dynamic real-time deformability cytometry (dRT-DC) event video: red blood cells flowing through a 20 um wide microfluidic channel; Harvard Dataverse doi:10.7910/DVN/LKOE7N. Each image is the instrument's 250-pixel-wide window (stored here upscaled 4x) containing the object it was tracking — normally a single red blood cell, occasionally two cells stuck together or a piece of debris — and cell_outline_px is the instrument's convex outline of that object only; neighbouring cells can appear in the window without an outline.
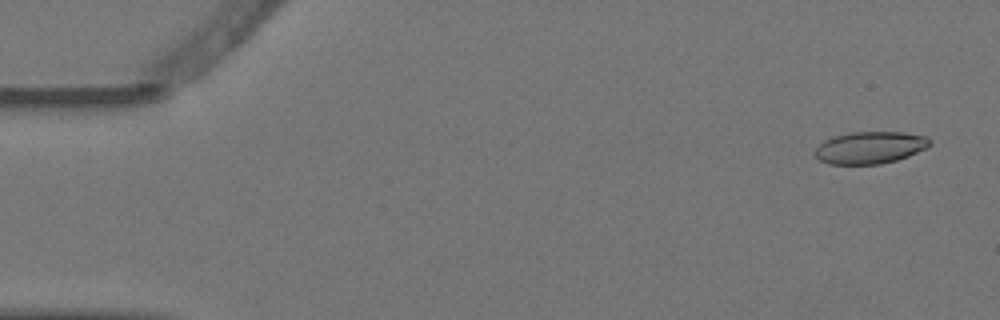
{"species": "Egyptian fruit bat (a non-hibernating species)", "species_latin": "Rousettus aegyptiacus", "temperature_condition": "warm", "stored_images_in_passage": 9, "camera_frame_rate_fps": 3000, "um_per_image_px": 0.085, "animal": {"sex": "female"}, "frame": {"image": 1, "passage_image": 1, "time_ms": 0.0, "image_size_px": [1000, 320], "cell_outline_px": [[932, 144], [928, 148], [908, 156], [896, 160], [880, 164], [828, 164], [820, 160], [816, 156], [816, 148], [824, 140], [836, 136], [852, 132], [904, 132], [924, 136], [932, 140]], "centroid_in_image_um": [74.0, 12.54], "position_along_channel_um": 11.0, "area_um2": 21.44}}
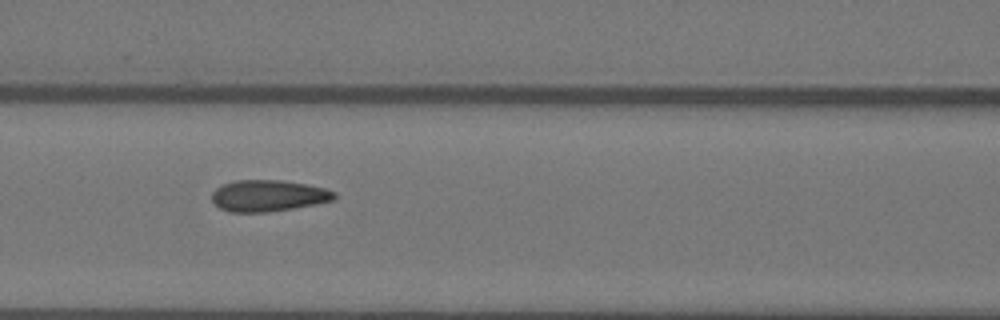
{"frame": {"image": 2, "passage_image": 7, "time_ms": 2.0, "image_size_px": [1000, 320], "cell_outline_px": [[336, 200], [292, 208], [264, 212], [232, 212], [220, 208], [212, 200], [212, 192], [216, 188], [224, 184], [236, 180], [280, 180], [308, 184], [324, 188], [336, 192]], "centroid_in_image_um": [22.82, 16.63], "position_along_channel_um": 143.8, "area_um2": 22.31}}
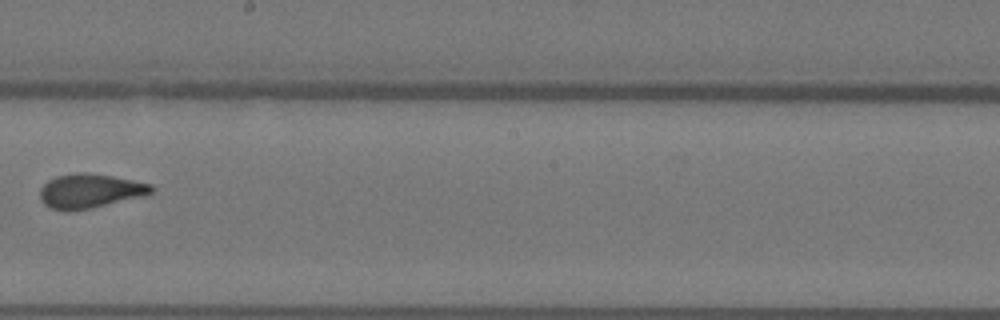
{"frame": {"image": 3, "passage_image": 9, "time_ms": 2.667, "image_size_px": [1000, 320], "cell_outline_px": [[156, 188], [152, 192], [144, 196], [88, 208], [68, 212], [64, 212], [52, 208], [44, 204], [40, 200], [40, 188], [48, 180], [56, 176], [76, 172], [88, 172], [112, 176], [152, 184]], "centroid_in_image_um": [7.63, 16.22], "position_along_channel_um": 240.6, "area_um2": 22.31}}